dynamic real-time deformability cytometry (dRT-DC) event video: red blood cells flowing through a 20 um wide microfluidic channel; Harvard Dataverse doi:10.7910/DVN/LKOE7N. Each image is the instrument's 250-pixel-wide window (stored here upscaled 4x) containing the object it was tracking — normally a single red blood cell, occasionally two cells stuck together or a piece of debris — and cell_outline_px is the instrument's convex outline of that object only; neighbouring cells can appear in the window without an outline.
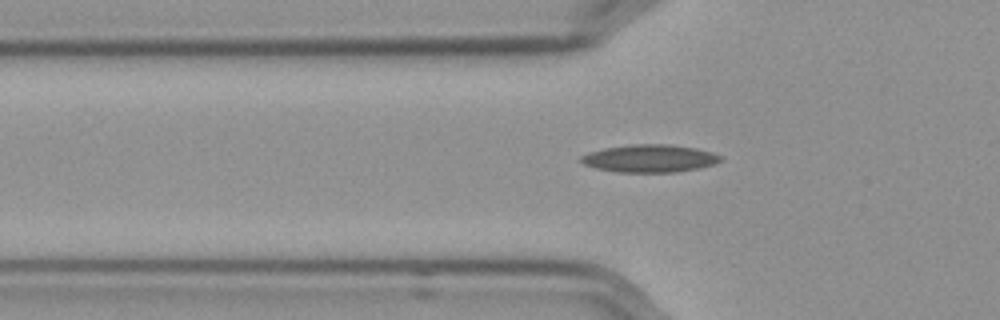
{"species": "Egyptian fruit bat (a non-hibernating species)", "species_latin": "Rousettus aegyptiacus", "temperature_condition": "cold", "stored_images_in_passage": 55, "camera_frame_rate_fps": 3000, "um_per_image_px": 0.085, "frame": {"image": 1, "passage_image": 18, "time_ms": 5.667, "image_size_px": [1000, 320], "cell_outline_px": [[724, 160], [712, 164], [696, 168], [676, 172], [616, 172], [596, 168], [584, 164], [580, 160], [580, 156], [588, 152], [604, 148], [632, 144], [668, 144], [696, 148], [712, 152], [724, 156]], "centroid_in_image_um": [55.23, 13.46], "position_along_channel_um": 70.6, "area_um2": 22.54}}
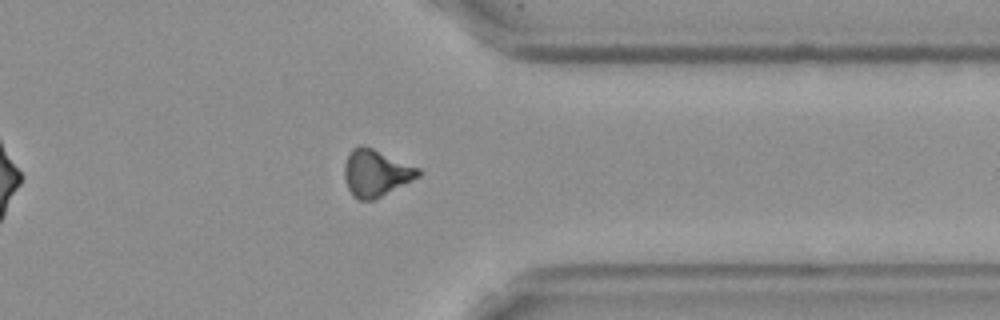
{"frame": {"image": 2, "passage_image": 44, "time_ms": 14.333, "image_size_px": [1000, 320], "cell_outline_px": [[420, 176], [372, 200], [356, 200], [352, 196], [348, 188], [344, 176], [344, 164], [352, 148], [360, 144], [372, 148], [420, 168]], "centroid_in_image_um": [31.92, 14.7], "position_along_channel_um": 379.5, "area_um2": 19.94}}
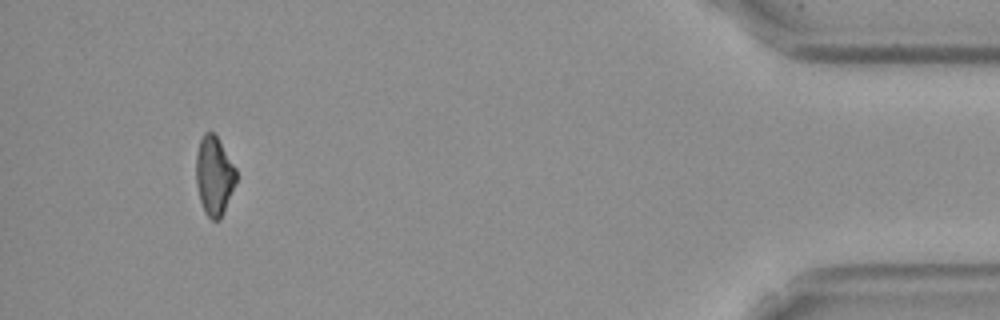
{"frame": {"image": 3, "passage_image": 52, "time_ms": 17.0, "image_size_px": [1000, 320], "cell_outline_px": [[236, 180], [224, 212], [220, 220], [212, 220], [204, 212], [200, 200], [196, 184], [196, 152], [200, 140], [204, 132], [212, 132], [216, 136], [236, 168]], "centroid_in_image_um": [18.19, 14.95], "position_along_channel_um": 417.0, "area_um2": 18.32}}